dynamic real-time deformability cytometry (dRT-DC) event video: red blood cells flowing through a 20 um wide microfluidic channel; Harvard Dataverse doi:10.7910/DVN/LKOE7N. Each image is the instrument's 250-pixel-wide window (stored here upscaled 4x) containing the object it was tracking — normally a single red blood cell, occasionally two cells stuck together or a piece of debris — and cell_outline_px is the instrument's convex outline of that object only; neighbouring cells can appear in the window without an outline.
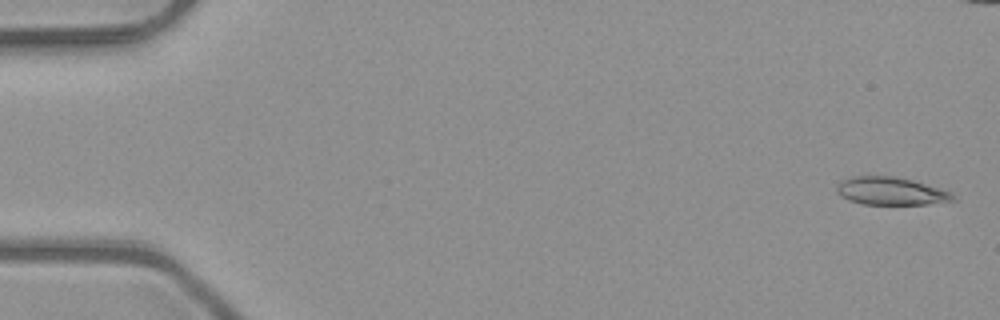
{"species": "common noctule bat (a hibernating species)", "species_latin": "Nyctalus noctula", "temperature_condition": "room temperature", "stored_images_in_passage": 6, "camera_frame_rate_fps": 3000, "um_per_image_px": 0.085, "animal": {"sex": "male", "body_mass_g": 23.1, "forearm_length_mm": 52.7}, "frame": {"image": 1, "passage_image": 1, "time_ms": 0.0, "image_size_px": [1000, 320], "cell_outline_px": [[960, 200], [928, 204], [864, 204], [848, 200], [840, 196], [836, 192], [836, 184], [840, 180], [852, 176], [896, 176], [912, 180], [952, 192]], "centroid_in_image_um": [75.72, 16.24], "position_along_channel_um": 9.3, "area_um2": 19.13}}